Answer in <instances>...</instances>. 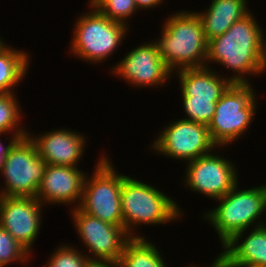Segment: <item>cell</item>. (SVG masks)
Listing matches in <instances>:
<instances>
[{
  "instance_id": "obj_1",
  "label": "cell",
  "mask_w": 266,
  "mask_h": 267,
  "mask_svg": "<svg viewBox=\"0 0 266 267\" xmlns=\"http://www.w3.org/2000/svg\"><path fill=\"white\" fill-rule=\"evenodd\" d=\"M254 16L249 12L224 34L208 41L206 67L212 68L209 64L215 63L232 71L231 76H227L232 83L248 84L251 83L248 75L256 77L266 72V35Z\"/></svg>"
},
{
  "instance_id": "obj_2",
  "label": "cell",
  "mask_w": 266,
  "mask_h": 267,
  "mask_svg": "<svg viewBox=\"0 0 266 267\" xmlns=\"http://www.w3.org/2000/svg\"><path fill=\"white\" fill-rule=\"evenodd\" d=\"M158 38L155 42L160 56L173 74L206 67L208 41L196 11L180 10L168 15Z\"/></svg>"
},
{
  "instance_id": "obj_3",
  "label": "cell",
  "mask_w": 266,
  "mask_h": 267,
  "mask_svg": "<svg viewBox=\"0 0 266 267\" xmlns=\"http://www.w3.org/2000/svg\"><path fill=\"white\" fill-rule=\"evenodd\" d=\"M174 199L151 183L126 175L121 189V207L127 234L145 237L138 233L137 228L141 225H166L179 221L184 214Z\"/></svg>"
},
{
  "instance_id": "obj_4",
  "label": "cell",
  "mask_w": 266,
  "mask_h": 267,
  "mask_svg": "<svg viewBox=\"0 0 266 267\" xmlns=\"http://www.w3.org/2000/svg\"><path fill=\"white\" fill-rule=\"evenodd\" d=\"M238 186L237 183L223 197L214 200L219 203L217 207L203 214L202 219L215 229L222 246L239 232L266 225L265 219L261 220L266 211V183L249 189Z\"/></svg>"
},
{
  "instance_id": "obj_5",
  "label": "cell",
  "mask_w": 266,
  "mask_h": 267,
  "mask_svg": "<svg viewBox=\"0 0 266 267\" xmlns=\"http://www.w3.org/2000/svg\"><path fill=\"white\" fill-rule=\"evenodd\" d=\"M89 7L90 10L87 9L75 20L69 54L72 53L88 64H102L117 52L126 38L129 26L112 21L95 6Z\"/></svg>"
},
{
  "instance_id": "obj_6",
  "label": "cell",
  "mask_w": 266,
  "mask_h": 267,
  "mask_svg": "<svg viewBox=\"0 0 266 267\" xmlns=\"http://www.w3.org/2000/svg\"><path fill=\"white\" fill-rule=\"evenodd\" d=\"M252 87L251 83H232L216 103L208 128L218 147H227L238 141L251 126L257 111V95Z\"/></svg>"
},
{
  "instance_id": "obj_7",
  "label": "cell",
  "mask_w": 266,
  "mask_h": 267,
  "mask_svg": "<svg viewBox=\"0 0 266 267\" xmlns=\"http://www.w3.org/2000/svg\"><path fill=\"white\" fill-rule=\"evenodd\" d=\"M103 154L98 157L93 175H86L79 208L104 222L124 228L121 189L126 174L118 173L108 154Z\"/></svg>"
},
{
  "instance_id": "obj_8",
  "label": "cell",
  "mask_w": 266,
  "mask_h": 267,
  "mask_svg": "<svg viewBox=\"0 0 266 267\" xmlns=\"http://www.w3.org/2000/svg\"><path fill=\"white\" fill-rule=\"evenodd\" d=\"M46 165L28 135L18 138L0 171L5 179L0 196L36 198Z\"/></svg>"
},
{
  "instance_id": "obj_9",
  "label": "cell",
  "mask_w": 266,
  "mask_h": 267,
  "mask_svg": "<svg viewBox=\"0 0 266 267\" xmlns=\"http://www.w3.org/2000/svg\"><path fill=\"white\" fill-rule=\"evenodd\" d=\"M158 134L150 143V151L184 163L224 148L212 141L207 125L187 119L169 122Z\"/></svg>"
},
{
  "instance_id": "obj_10",
  "label": "cell",
  "mask_w": 266,
  "mask_h": 267,
  "mask_svg": "<svg viewBox=\"0 0 266 267\" xmlns=\"http://www.w3.org/2000/svg\"><path fill=\"white\" fill-rule=\"evenodd\" d=\"M231 160L212 151L186 162L182 184L213 201L219 199L239 181L237 166Z\"/></svg>"
},
{
  "instance_id": "obj_11",
  "label": "cell",
  "mask_w": 266,
  "mask_h": 267,
  "mask_svg": "<svg viewBox=\"0 0 266 267\" xmlns=\"http://www.w3.org/2000/svg\"><path fill=\"white\" fill-rule=\"evenodd\" d=\"M115 64L109 69L110 73L135 88L163 87L169 79L172 80L173 74L160 56L154 39L131 49Z\"/></svg>"
},
{
  "instance_id": "obj_12",
  "label": "cell",
  "mask_w": 266,
  "mask_h": 267,
  "mask_svg": "<svg viewBox=\"0 0 266 267\" xmlns=\"http://www.w3.org/2000/svg\"><path fill=\"white\" fill-rule=\"evenodd\" d=\"M70 213L85 251L88 249L89 254H85L89 260L118 263L126 242L131 238L125 229L89 215L79 207L71 209Z\"/></svg>"
},
{
  "instance_id": "obj_13",
  "label": "cell",
  "mask_w": 266,
  "mask_h": 267,
  "mask_svg": "<svg viewBox=\"0 0 266 267\" xmlns=\"http://www.w3.org/2000/svg\"><path fill=\"white\" fill-rule=\"evenodd\" d=\"M43 207L37 198L0 196V226L30 253L40 233Z\"/></svg>"
},
{
  "instance_id": "obj_14",
  "label": "cell",
  "mask_w": 266,
  "mask_h": 267,
  "mask_svg": "<svg viewBox=\"0 0 266 267\" xmlns=\"http://www.w3.org/2000/svg\"><path fill=\"white\" fill-rule=\"evenodd\" d=\"M87 173L76 166L46 165L36 198L43 206L49 204L79 207Z\"/></svg>"
},
{
  "instance_id": "obj_15",
  "label": "cell",
  "mask_w": 266,
  "mask_h": 267,
  "mask_svg": "<svg viewBox=\"0 0 266 267\" xmlns=\"http://www.w3.org/2000/svg\"><path fill=\"white\" fill-rule=\"evenodd\" d=\"M71 130L58 128L42 132L41 135L37 133V136L29 130L27 135L35 144L38 155L48 165L78 167L88 142L85 134Z\"/></svg>"
},
{
  "instance_id": "obj_16",
  "label": "cell",
  "mask_w": 266,
  "mask_h": 267,
  "mask_svg": "<svg viewBox=\"0 0 266 267\" xmlns=\"http://www.w3.org/2000/svg\"><path fill=\"white\" fill-rule=\"evenodd\" d=\"M246 231L249 232H239L221 246L223 250L213 261L266 267V225L251 228L249 234Z\"/></svg>"
},
{
  "instance_id": "obj_17",
  "label": "cell",
  "mask_w": 266,
  "mask_h": 267,
  "mask_svg": "<svg viewBox=\"0 0 266 267\" xmlns=\"http://www.w3.org/2000/svg\"><path fill=\"white\" fill-rule=\"evenodd\" d=\"M180 82L182 99H201L218 102L232 82L216 68L202 67L175 72ZM225 76V77H224Z\"/></svg>"
},
{
  "instance_id": "obj_18",
  "label": "cell",
  "mask_w": 266,
  "mask_h": 267,
  "mask_svg": "<svg viewBox=\"0 0 266 267\" xmlns=\"http://www.w3.org/2000/svg\"><path fill=\"white\" fill-rule=\"evenodd\" d=\"M248 0H212L205 10L196 12L199 16L205 39L224 34L236 21L246 16Z\"/></svg>"
},
{
  "instance_id": "obj_19",
  "label": "cell",
  "mask_w": 266,
  "mask_h": 267,
  "mask_svg": "<svg viewBox=\"0 0 266 267\" xmlns=\"http://www.w3.org/2000/svg\"><path fill=\"white\" fill-rule=\"evenodd\" d=\"M28 54L11 45L0 52V94L15 93V87L23 82L31 63Z\"/></svg>"
},
{
  "instance_id": "obj_20",
  "label": "cell",
  "mask_w": 266,
  "mask_h": 267,
  "mask_svg": "<svg viewBox=\"0 0 266 267\" xmlns=\"http://www.w3.org/2000/svg\"><path fill=\"white\" fill-rule=\"evenodd\" d=\"M119 267H167L158 246L145 237H131L118 261Z\"/></svg>"
},
{
  "instance_id": "obj_21",
  "label": "cell",
  "mask_w": 266,
  "mask_h": 267,
  "mask_svg": "<svg viewBox=\"0 0 266 267\" xmlns=\"http://www.w3.org/2000/svg\"><path fill=\"white\" fill-rule=\"evenodd\" d=\"M16 95V93L0 94V134L12 133L21 138L27 135L28 130L20 124L23 115L21 103Z\"/></svg>"
},
{
  "instance_id": "obj_22",
  "label": "cell",
  "mask_w": 266,
  "mask_h": 267,
  "mask_svg": "<svg viewBox=\"0 0 266 267\" xmlns=\"http://www.w3.org/2000/svg\"><path fill=\"white\" fill-rule=\"evenodd\" d=\"M31 254L7 230L0 226V267H6L15 262L22 264L23 267L26 265L28 267L29 261L32 260Z\"/></svg>"
},
{
  "instance_id": "obj_23",
  "label": "cell",
  "mask_w": 266,
  "mask_h": 267,
  "mask_svg": "<svg viewBox=\"0 0 266 267\" xmlns=\"http://www.w3.org/2000/svg\"><path fill=\"white\" fill-rule=\"evenodd\" d=\"M80 248L70 244H60L54 252L48 256L44 267H85L89 262L88 256Z\"/></svg>"
},
{
  "instance_id": "obj_24",
  "label": "cell",
  "mask_w": 266,
  "mask_h": 267,
  "mask_svg": "<svg viewBox=\"0 0 266 267\" xmlns=\"http://www.w3.org/2000/svg\"><path fill=\"white\" fill-rule=\"evenodd\" d=\"M95 7L112 21L127 26V21L139 11L134 0H100Z\"/></svg>"
},
{
  "instance_id": "obj_25",
  "label": "cell",
  "mask_w": 266,
  "mask_h": 267,
  "mask_svg": "<svg viewBox=\"0 0 266 267\" xmlns=\"http://www.w3.org/2000/svg\"><path fill=\"white\" fill-rule=\"evenodd\" d=\"M182 108L187 117L183 119L191 120L196 123L209 125L213 119L217 102L201 99H181Z\"/></svg>"
},
{
  "instance_id": "obj_26",
  "label": "cell",
  "mask_w": 266,
  "mask_h": 267,
  "mask_svg": "<svg viewBox=\"0 0 266 267\" xmlns=\"http://www.w3.org/2000/svg\"><path fill=\"white\" fill-rule=\"evenodd\" d=\"M3 134H0V136H2ZM10 138V139H9ZM18 139V137L16 135H12L10 134V137H6L5 141L7 140L8 143L6 145H4L1 142V138H0V171L4 165L5 162V157L8 154L9 149L11 148V146L13 145V143Z\"/></svg>"
},
{
  "instance_id": "obj_27",
  "label": "cell",
  "mask_w": 266,
  "mask_h": 267,
  "mask_svg": "<svg viewBox=\"0 0 266 267\" xmlns=\"http://www.w3.org/2000/svg\"><path fill=\"white\" fill-rule=\"evenodd\" d=\"M138 10H150L162 5L164 0H134Z\"/></svg>"
},
{
  "instance_id": "obj_28",
  "label": "cell",
  "mask_w": 266,
  "mask_h": 267,
  "mask_svg": "<svg viewBox=\"0 0 266 267\" xmlns=\"http://www.w3.org/2000/svg\"><path fill=\"white\" fill-rule=\"evenodd\" d=\"M85 267H119V265L112 261L89 260Z\"/></svg>"
},
{
  "instance_id": "obj_29",
  "label": "cell",
  "mask_w": 266,
  "mask_h": 267,
  "mask_svg": "<svg viewBox=\"0 0 266 267\" xmlns=\"http://www.w3.org/2000/svg\"><path fill=\"white\" fill-rule=\"evenodd\" d=\"M219 267H258L247 264H236V263H216Z\"/></svg>"
},
{
  "instance_id": "obj_30",
  "label": "cell",
  "mask_w": 266,
  "mask_h": 267,
  "mask_svg": "<svg viewBox=\"0 0 266 267\" xmlns=\"http://www.w3.org/2000/svg\"><path fill=\"white\" fill-rule=\"evenodd\" d=\"M7 46H8V44L5 43V41H3V39H2L1 36H0V52H1L4 48H6Z\"/></svg>"
},
{
  "instance_id": "obj_31",
  "label": "cell",
  "mask_w": 266,
  "mask_h": 267,
  "mask_svg": "<svg viewBox=\"0 0 266 267\" xmlns=\"http://www.w3.org/2000/svg\"><path fill=\"white\" fill-rule=\"evenodd\" d=\"M88 6H95L100 0H88Z\"/></svg>"
},
{
  "instance_id": "obj_32",
  "label": "cell",
  "mask_w": 266,
  "mask_h": 267,
  "mask_svg": "<svg viewBox=\"0 0 266 267\" xmlns=\"http://www.w3.org/2000/svg\"><path fill=\"white\" fill-rule=\"evenodd\" d=\"M211 262L212 263L207 267H219L214 261H211ZM191 267H197V265H193V266L191 265ZM198 267H200V265Z\"/></svg>"
},
{
  "instance_id": "obj_33",
  "label": "cell",
  "mask_w": 266,
  "mask_h": 267,
  "mask_svg": "<svg viewBox=\"0 0 266 267\" xmlns=\"http://www.w3.org/2000/svg\"><path fill=\"white\" fill-rule=\"evenodd\" d=\"M264 61L266 63V38H264Z\"/></svg>"
}]
</instances>
